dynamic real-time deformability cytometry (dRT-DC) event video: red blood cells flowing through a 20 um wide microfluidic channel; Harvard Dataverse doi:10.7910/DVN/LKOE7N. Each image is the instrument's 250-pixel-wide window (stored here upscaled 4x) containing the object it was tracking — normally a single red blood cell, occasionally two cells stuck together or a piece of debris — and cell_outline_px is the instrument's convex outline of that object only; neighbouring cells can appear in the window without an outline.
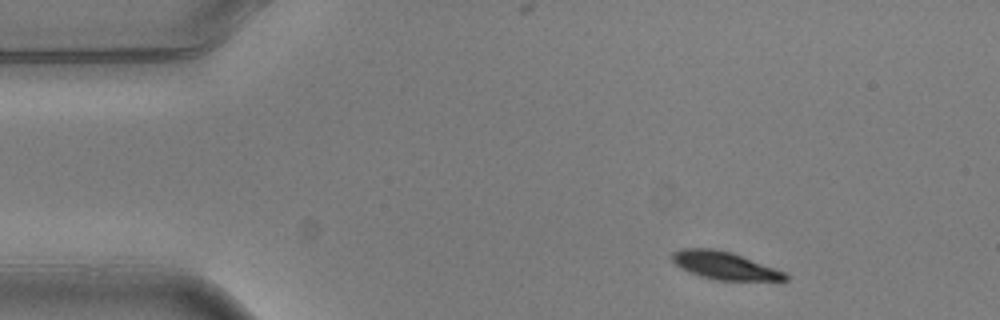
{"species": "common noctule bat (a hibernating species)", "species_latin": "Nyctalus noctula", "temperature_condition": "warm", "stored_images_in_passage": 11, "camera_frame_rate_fps": 3000, "um_per_image_px": 0.085, "animal": {"sex": "male", "body_mass_g": 20.5, "forearm_length_mm": 52.5}, "frame": {"image": 1, "passage_image": 1, "time_ms": 0.0, "image_size_px": [1000, 320], "cell_outline_px": [[788, 280], [716, 280], [700, 276], [688, 272], [680, 268], [672, 260], [672, 252], [680, 248], [712, 248], [732, 252], [784, 272], [788, 276]], "centroid_in_image_um": [61.52, 22.56], "position_along_channel_um": 23.5, "area_um2": 18.15}}
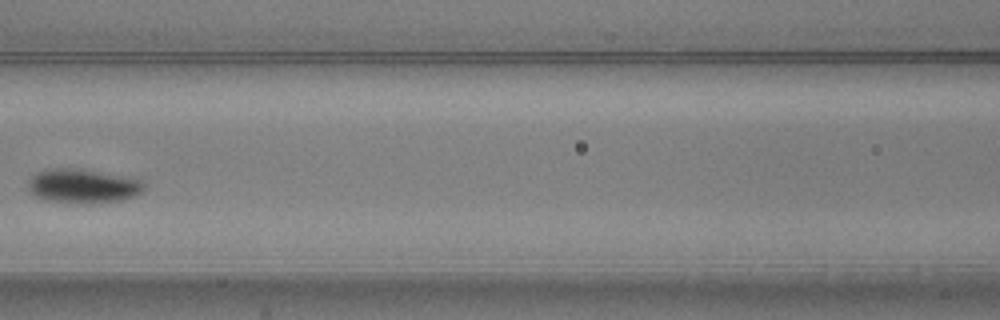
{"frame": {"image": 2, "passage_image": 5, "time_ms": 1.333, "image_size_px": [1000, 320], "cell_outline_px": [[144, 188], [140, 192], [132, 196], [120, 200], [88, 204], [76, 204], [48, 200], [36, 196], [28, 188], [28, 180], [36, 172], [48, 168], [80, 168], [140, 180], [144, 184]], "centroid_in_image_um": [6.98, 15.81], "position_along_channel_um": 159.6, "area_um2": 22.95}}
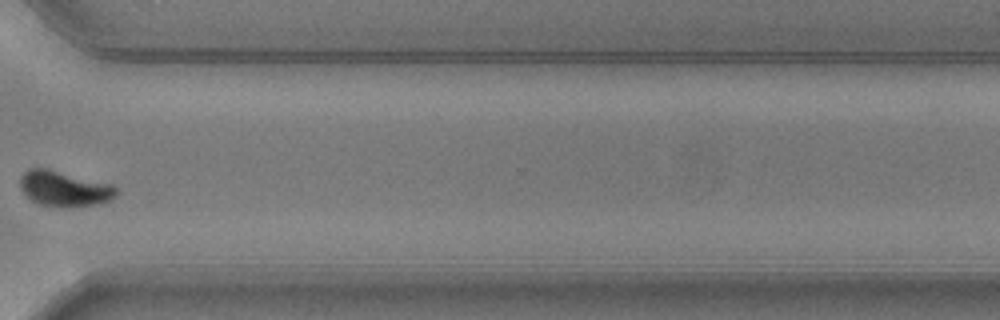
{"frame": {"image": 3, "passage_image": 10, "time_ms": 3.0, "image_size_px": [1000, 320], "cell_outline_px": [[116, 196], [112, 200], [100, 204], [72, 208], [68, 208], [40, 204], [32, 200], [20, 188], [20, 176], [28, 168], [44, 168], [112, 184], [116, 188]], "centroid_in_image_um": [5.48, 16.06], "position_along_channel_um": 365.1, "area_um2": 19.88}}